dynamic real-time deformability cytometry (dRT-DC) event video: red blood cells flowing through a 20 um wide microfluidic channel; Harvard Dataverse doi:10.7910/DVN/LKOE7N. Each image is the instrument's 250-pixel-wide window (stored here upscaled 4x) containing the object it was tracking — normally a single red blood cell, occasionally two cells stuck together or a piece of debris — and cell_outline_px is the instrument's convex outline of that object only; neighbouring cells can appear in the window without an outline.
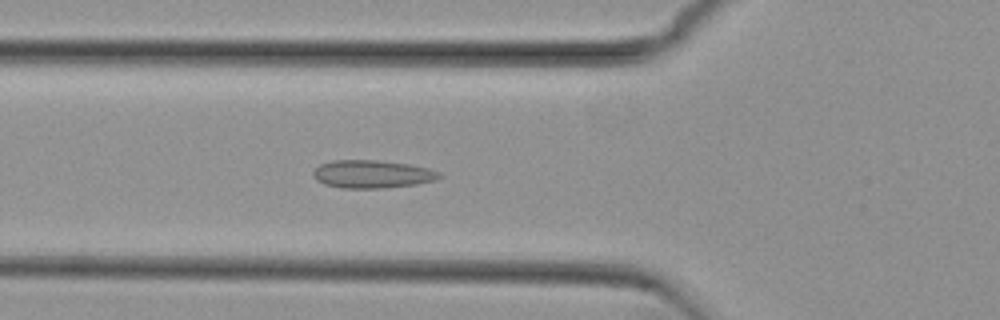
{"species": "common noctule bat (a hibernating species)", "species_latin": "Nyctalus noctula", "temperature_condition": "cold", "stored_images_in_passage": 55, "camera_frame_rate_fps": 3000, "um_per_image_px": 0.085, "animal": {"sex": "female", "body_mass_g": 29.2, "forearm_length_mm": 56.3}, "frame": {"image": 1, "passage_image": 19, "time_ms": 6.0, "image_size_px": [1000, 320], "cell_outline_px": [[444, 176], [436, 180], [416, 184], [384, 188], [340, 188], [324, 184], [316, 180], [312, 176], [312, 172], [320, 164], [332, 160], [380, 160], [408, 164], [428, 168], [440, 172]], "centroid_in_image_um": [31.63, 14.8], "position_along_channel_um": 94.2, "area_um2": 20.75}}
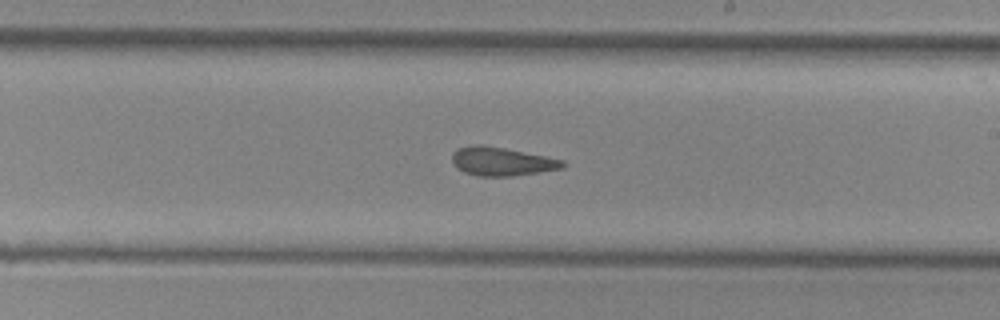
{"frame": {"image": 2, "passage_image": 31, "time_ms": 10.0, "image_size_px": [1000, 320], "cell_outline_px": [[568, 164], [564, 168], [512, 176], [480, 176], [464, 172], [456, 168], [452, 164], [452, 152], [456, 148], [472, 144], [480, 144], [504, 148], [564, 160]], "centroid_in_image_um": [42.61, 13.72], "position_along_channel_um": 246.4, "area_um2": 18.55}}
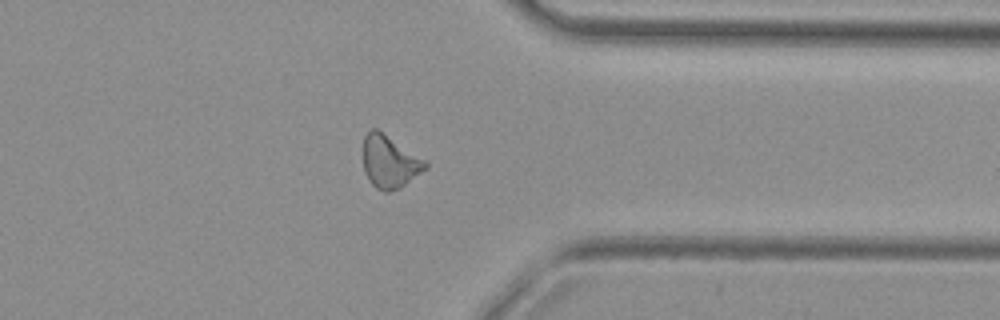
{"frame": {"image": 3, "passage_image": 42, "time_ms": 13.667, "image_size_px": [1000, 320], "cell_outline_px": [[428, 168], [400, 188], [388, 192], [384, 192], [376, 188], [368, 180], [364, 172], [364, 136], [372, 128], [376, 128], [428, 160]], "centroid_in_image_um": [33.16, 13.75], "position_along_channel_um": 378.2, "area_um2": 19.31}, "authors_computed_cell_mechanics": {"area_um2": 19.1318, "velocity_mm_per_s": 3.7932, "shape_relaxation_time_tau1_ms": null, "shape_relaxation_time_tau2_ms": 2.2985, "deformation_change_tau1": null, "deformation_change_tau2": 0.0839}}